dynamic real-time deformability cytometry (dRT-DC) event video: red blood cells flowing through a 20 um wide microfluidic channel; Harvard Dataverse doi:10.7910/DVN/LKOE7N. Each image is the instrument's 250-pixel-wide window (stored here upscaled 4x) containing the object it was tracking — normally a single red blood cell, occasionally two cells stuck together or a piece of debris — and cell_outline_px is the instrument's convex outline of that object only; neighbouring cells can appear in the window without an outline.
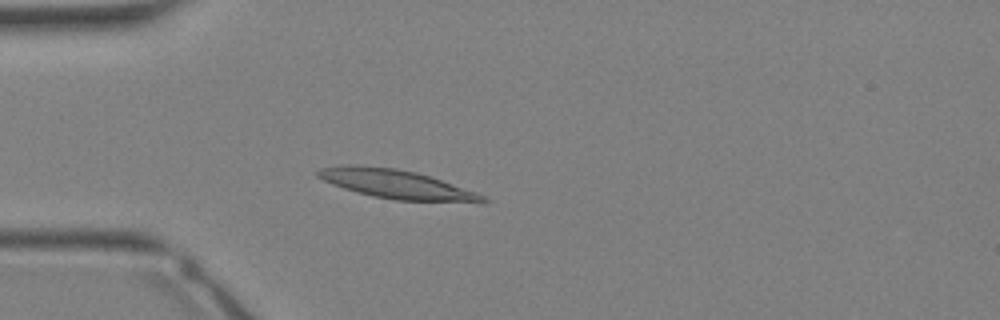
{"species": "Egyptian fruit bat (a non-hibernating species)", "species_latin": "Rousettus aegyptiacus", "temperature_condition": "warm", "stored_images_in_passage": 34, "camera_frame_rate_fps": 3000, "um_per_image_px": 0.085, "animal": {"sex": "female"}, "frame": {"image": 1, "passage_image": 9, "time_ms": 2.667, "image_size_px": [1000, 320], "cell_outline_px": [[492, 200], [484, 204], [396, 200], [372, 196], [356, 192], [332, 184], [316, 176], [316, 172], [320, 168], [348, 164], [360, 164], [396, 168], [416, 172], [476, 192]], "centroid_in_image_um": [33.77, 15.68], "position_along_channel_um": 51.2, "area_um2": 28.26}}
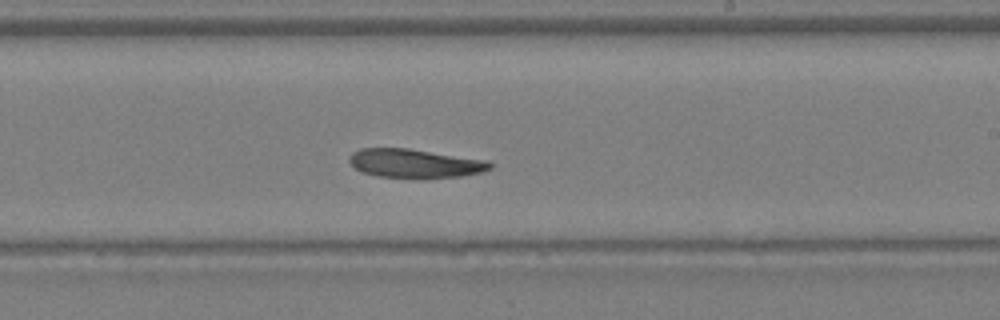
{"frame": {"image": 2, "passage_image": 20, "time_ms": 6.333, "image_size_px": [1000, 320], "cell_outline_px": [[492, 168], [484, 172], [460, 176], [428, 180], [424, 180], [380, 176], [364, 172], [356, 168], [348, 160], [348, 156], [352, 152], [360, 148], [408, 148], [484, 160], [492, 164]], "centroid_in_image_um": [35.26, 13.91], "position_along_channel_um": 253.7, "area_um2": 23.99}}
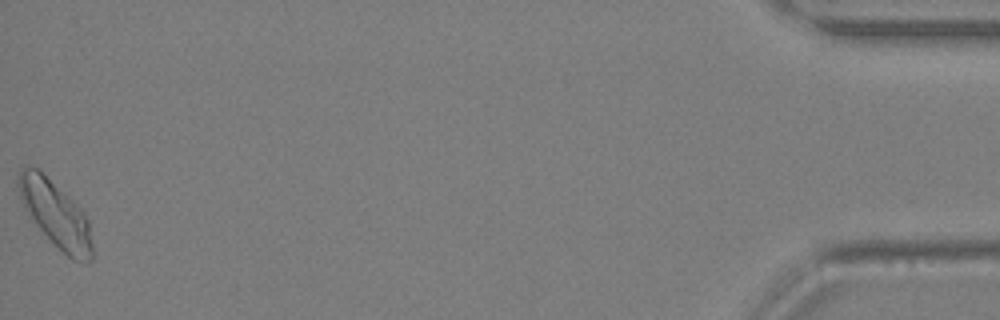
{"frame": {"image": 3, "passage_image": 34, "time_ms": 11.0, "image_size_px": [1000, 320], "cell_outline_px": [[92, 260], [88, 264], [72, 260], [36, 224], [24, 204], [20, 196], [16, 184], [20, 168], [28, 164], [36, 168], [68, 196], [84, 212], [88, 220], [92, 244]], "centroid_in_image_um": [4.74, 18.2], "position_along_channel_um": 430.5, "area_um2": 27.74}}